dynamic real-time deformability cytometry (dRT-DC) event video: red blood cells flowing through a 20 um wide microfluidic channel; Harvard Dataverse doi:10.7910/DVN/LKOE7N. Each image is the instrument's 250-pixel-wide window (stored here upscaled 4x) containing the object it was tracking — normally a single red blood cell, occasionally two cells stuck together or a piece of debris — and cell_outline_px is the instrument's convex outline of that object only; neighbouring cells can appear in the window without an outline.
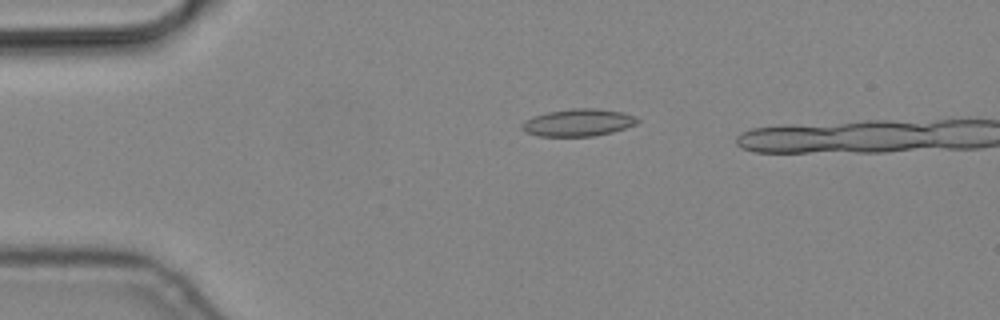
{"species": "common noctule bat (a hibernating species)", "species_latin": "Nyctalus noctula", "temperature_condition": "cold", "stored_images_in_passage": 5, "camera_frame_rate_fps": 3000, "um_per_image_px": 0.085, "animal": {"sex": "male", "body_mass_g": 19.2, "forearm_length_mm": 51.8}, "frame": {"image": 1, "passage_image": 4, "time_ms": 1.0, "image_size_px": [1000, 320], "cell_outline_px": [[640, 120], [636, 124], [612, 132], [592, 136], [540, 136], [524, 132], [520, 128], [520, 124], [524, 120], [532, 116], [548, 112], [572, 108], [596, 108], [624, 112], [636, 116]], "centroid_in_image_um": [49.12, 10.41], "position_along_channel_um": 35.9, "area_um2": 18.55}}